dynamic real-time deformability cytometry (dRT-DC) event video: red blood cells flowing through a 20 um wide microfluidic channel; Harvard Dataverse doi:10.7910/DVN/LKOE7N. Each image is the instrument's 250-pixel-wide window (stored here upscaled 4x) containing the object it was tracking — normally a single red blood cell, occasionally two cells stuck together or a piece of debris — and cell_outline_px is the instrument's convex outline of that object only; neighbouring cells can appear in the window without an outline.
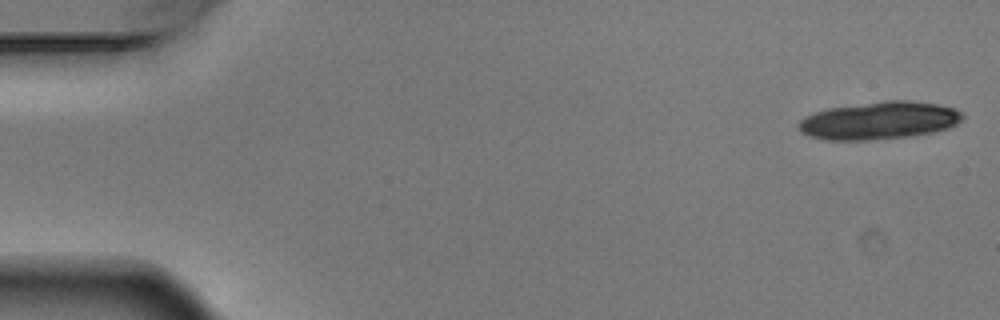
{"species": "Egyptian fruit bat (a non-hibernating species)", "species_latin": "Rousettus aegyptiacus", "temperature_condition": "warm", "stored_images_in_passage": 5, "camera_frame_rate_fps": 3000, "um_per_image_px": 0.085, "animal": {"sex": "male"}, "frame": {"image": 1, "passage_image": 1, "time_ms": 0.0, "image_size_px": [1000, 320], "cell_outline_px": [[964, 116], [956, 124], [948, 128], [932, 132], [908, 136], [868, 140], [824, 140], [808, 136], [800, 132], [800, 120], [804, 116], [828, 108], [888, 100], [904, 100], [936, 104], [956, 108]], "centroid_in_image_um": [74.71, 10.25], "position_along_channel_um": 10.3, "area_um2": 35.72}}